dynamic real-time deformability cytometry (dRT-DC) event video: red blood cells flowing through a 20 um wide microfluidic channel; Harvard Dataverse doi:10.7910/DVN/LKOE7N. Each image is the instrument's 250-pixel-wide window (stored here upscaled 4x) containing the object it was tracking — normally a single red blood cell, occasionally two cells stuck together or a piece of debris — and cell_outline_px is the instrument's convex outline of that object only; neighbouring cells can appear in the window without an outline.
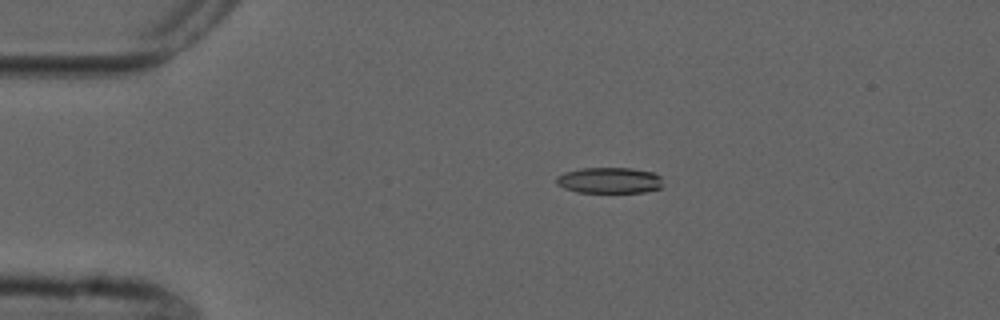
{"species": "common noctule bat (a hibernating species)", "species_latin": "Nyctalus noctula", "temperature_condition": "cold", "stored_images_in_passage": 4, "camera_frame_rate_fps": 3000, "um_per_image_px": 0.085, "animal": {"sex": "male", "forearm_length_mm": 52.5}, "frame": {"image": 1, "passage_image": 3, "time_ms": 2.333, "image_size_px": [1000, 320], "cell_outline_px": [[660, 188], [644, 192], [576, 192], [564, 188], [556, 184], [556, 176], [564, 172], [580, 168], [632, 168], [652, 172], [660, 176]], "centroid_in_image_um": [51.74, 15.32], "position_along_channel_um": 33.3, "area_um2": 16.07}}